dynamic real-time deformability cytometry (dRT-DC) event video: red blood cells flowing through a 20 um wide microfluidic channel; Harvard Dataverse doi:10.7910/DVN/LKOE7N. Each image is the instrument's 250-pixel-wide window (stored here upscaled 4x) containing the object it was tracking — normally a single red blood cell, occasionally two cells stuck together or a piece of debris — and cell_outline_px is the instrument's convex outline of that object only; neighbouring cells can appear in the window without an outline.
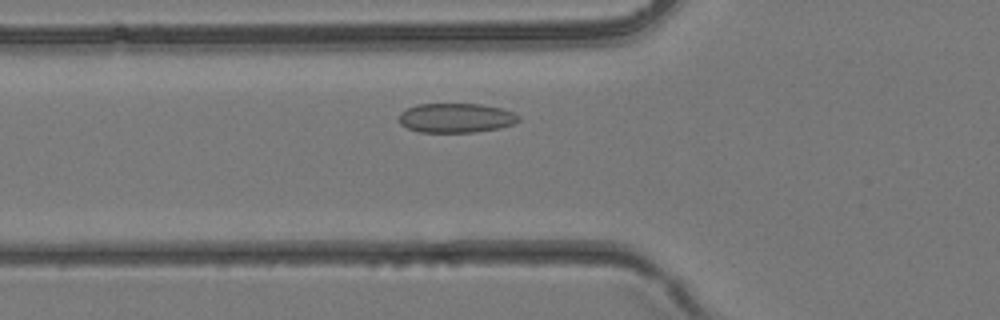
{"species": "common noctule bat (a hibernating species)", "species_latin": "Nyctalus noctula", "temperature_condition": "room temperature", "stored_images_in_passage": 32, "camera_frame_rate_fps": 3000, "um_per_image_px": 0.085, "animal": {"sex": "female", "body_mass_g": 24.6, "forearm_length_mm": 56.2}, "frame": {"image": 1, "passage_image": 7, "time_ms": 2.0, "image_size_px": [1000, 320], "cell_outline_px": [[520, 120], [512, 124], [500, 128], [476, 132], [420, 132], [408, 128], [400, 124], [400, 112], [416, 104], [480, 104], [500, 108], [512, 112], [520, 116]], "centroid_in_image_um": [38.76, 10.02], "position_along_channel_um": 87.0, "area_um2": 20.46}}
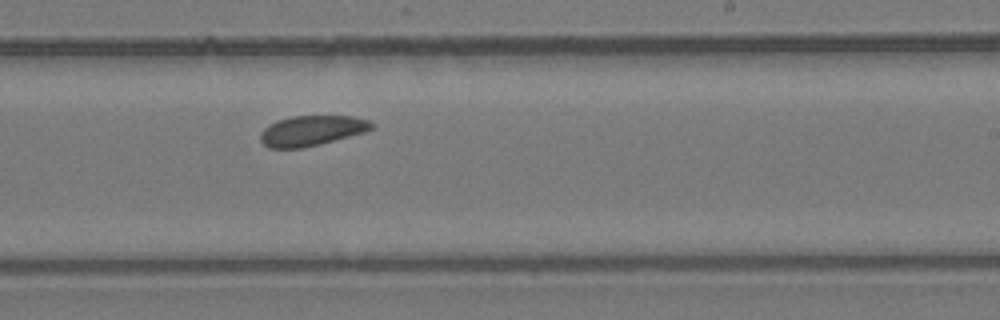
{"frame": {"image": 2, "passage_image": 17, "time_ms": 5.333, "image_size_px": [1000, 320], "cell_outline_px": [[372, 128], [364, 132], [320, 144], [300, 148], [268, 148], [260, 140], [260, 132], [268, 124], [276, 120], [292, 116], [352, 116], [368, 120], [372, 124]], "centroid_in_image_um": [26.43, 11.1], "position_along_channel_um": 262.6, "area_um2": 19.48}}
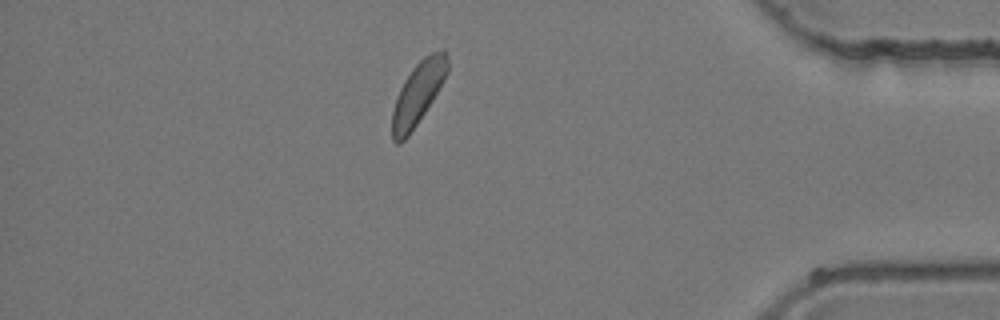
{"frame": {"image": 3, "passage_image": 27, "time_ms": 8.667, "image_size_px": [1000, 320], "cell_outline_px": [[448, 72], [432, 100], [408, 136], [400, 144], [396, 144], [392, 140], [392, 112], [400, 88], [404, 80], [412, 68], [424, 56], [432, 52], [444, 48], [448, 60]], "centroid_in_image_um": [35.52, 7.92], "position_along_channel_um": 399.7, "area_um2": 19.88}}